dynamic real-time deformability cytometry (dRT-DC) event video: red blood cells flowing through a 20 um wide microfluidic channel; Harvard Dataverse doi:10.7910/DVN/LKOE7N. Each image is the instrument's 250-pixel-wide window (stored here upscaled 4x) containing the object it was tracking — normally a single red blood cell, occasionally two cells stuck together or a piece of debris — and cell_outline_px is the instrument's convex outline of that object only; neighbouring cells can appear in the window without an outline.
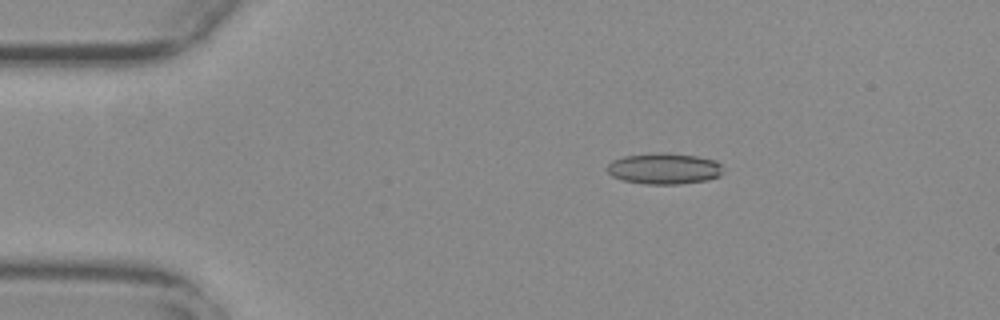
{"species": "common noctule bat (a hibernating species)", "species_latin": "Nyctalus noctula", "temperature_condition": "warm", "stored_images_in_passage": 27, "camera_frame_rate_fps": 3000, "um_per_image_px": 0.085, "animal": {"sex": "female", "body_mass_g": 29.2, "forearm_length_mm": 56.3}, "frame": {"image": 1, "passage_image": 1, "time_ms": 0.0, "image_size_px": [1000, 320], "cell_outline_px": [[720, 176], [708, 180], [680, 184], [644, 184], [624, 180], [612, 176], [604, 168], [612, 160], [624, 156], [660, 152], [668, 152], [696, 156], [716, 160], [720, 164]], "centroid_in_image_um": [56.42, 14.32], "position_along_channel_um": 28.6, "area_um2": 21.1}}
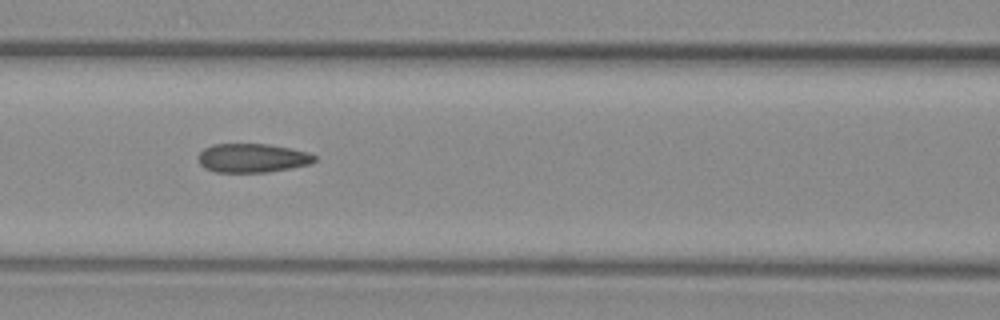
{"frame": {"image": 2, "passage_image": 15, "time_ms": 4.667, "image_size_px": [1000, 320], "cell_outline_px": [[316, 160], [312, 164], [268, 172], [216, 172], [204, 168], [200, 164], [196, 156], [204, 148], [212, 144], [268, 144], [308, 152], [316, 156]], "centroid_in_image_um": [21.43, 13.43], "position_along_channel_um": 145.2, "area_um2": 19.71}}
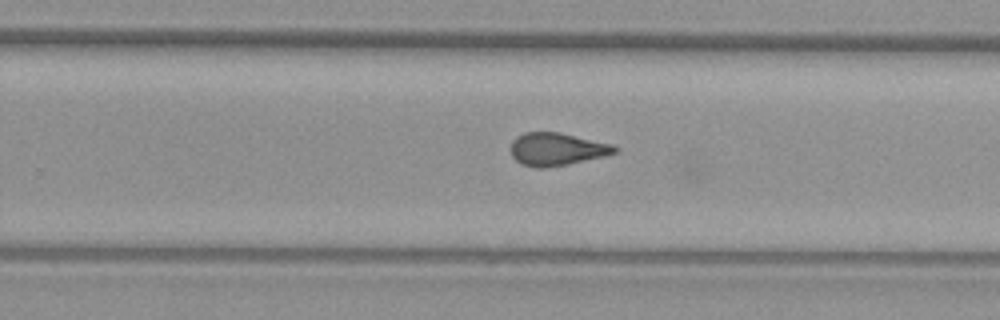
{"frame": {"image": 3, "passage_image": 26, "time_ms": 8.333, "image_size_px": [1000, 320], "cell_outline_px": [[620, 148], [616, 152], [604, 156], [568, 164], [544, 168], [532, 168], [520, 164], [512, 156], [512, 140], [516, 136], [524, 132], [560, 132], [612, 144]], "centroid_in_image_um": [47.31, 12.68], "position_along_channel_um": 282.5, "area_um2": 19.94}}